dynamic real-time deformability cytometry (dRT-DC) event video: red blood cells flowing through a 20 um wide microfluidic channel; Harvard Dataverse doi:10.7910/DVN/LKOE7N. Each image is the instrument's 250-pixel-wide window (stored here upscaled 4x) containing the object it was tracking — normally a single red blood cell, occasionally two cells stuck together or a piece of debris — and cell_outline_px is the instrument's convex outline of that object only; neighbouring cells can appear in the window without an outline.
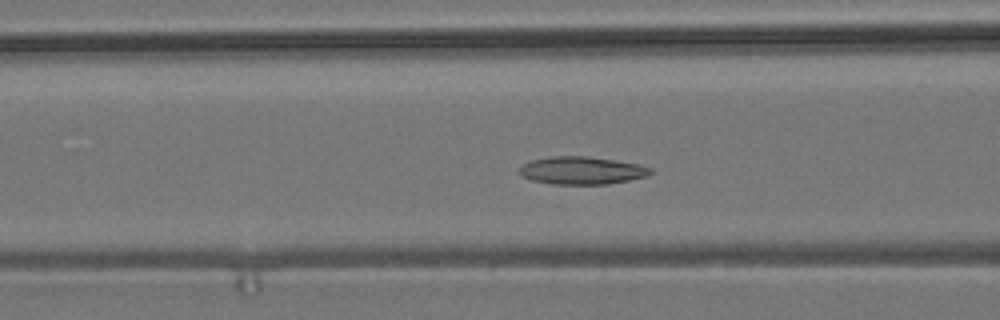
{"species": "common noctule bat (a hibernating species)", "species_latin": "Nyctalus noctula", "temperature_condition": "room temperature", "stored_images_in_passage": 51, "camera_frame_rate_fps": 3000, "um_per_image_px": 0.085, "animal": {"sex": "male", "body_mass_g": 19.2, "forearm_length_mm": 51.8}, "frame": {"image": 1, "passage_image": 18, "time_ms": 5.667, "image_size_px": [1000, 320], "cell_outline_px": [[652, 172], [648, 176], [608, 184], [552, 184], [532, 180], [520, 176], [520, 168], [524, 164], [532, 160], [552, 156], [584, 156], [612, 160], [636, 164], [652, 168]], "centroid_in_image_um": [49.43, 14.5], "position_along_channel_um": 117.2, "area_um2": 20.92}}
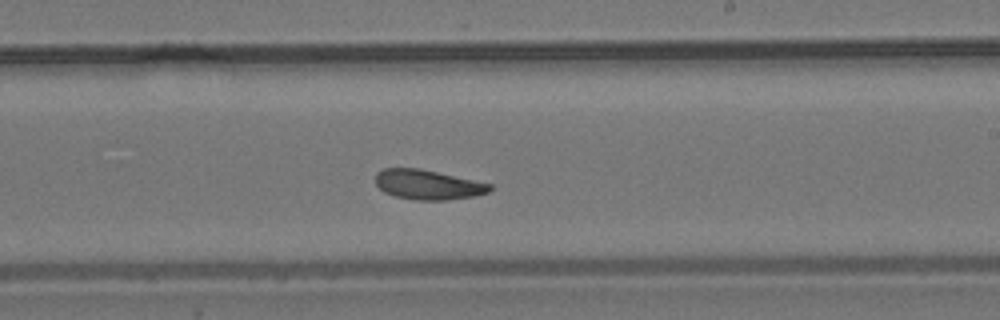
{"frame": {"image": 2, "passage_image": 29, "time_ms": 9.333, "image_size_px": [1000, 320], "cell_outline_px": [[492, 188], [488, 192], [472, 196], [444, 200], [416, 200], [396, 196], [384, 192], [376, 184], [376, 172], [384, 168], [420, 168], [492, 184]], "centroid_in_image_um": [36.35, 15.68], "position_along_channel_um": 252.7, "area_um2": 19.65}}
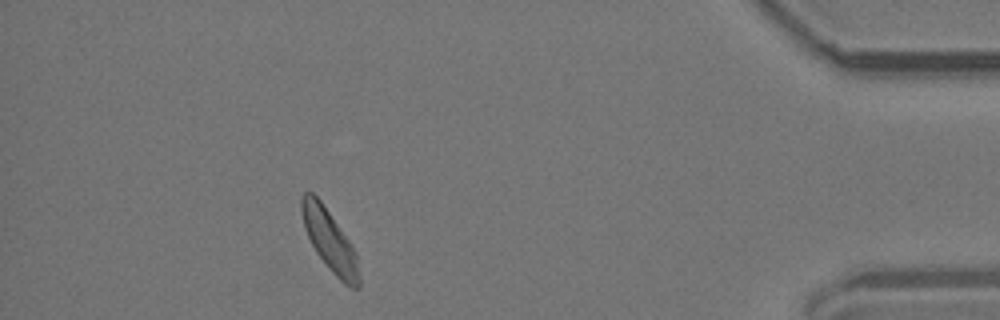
{"frame": {"image": 3, "passage_image": 46, "time_ms": 15.0, "image_size_px": [1000, 320], "cell_outline_px": [[360, 288], [352, 288], [344, 284], [332, 272], [316, 252], [304, 228], [300, 208], [300, 196], [304, 192], [312, 192], [320, 200], [352, 244], [356, 252], [360, 276]], "centroid_in_image_um": [28.02, 20.45], "position_along_channel_um": 407.2, "area_um2": 20.52}, "authors_computed_cell_mechanics": {"area_um2": 20.4612, "velocity_mm_per_s": 3.6995, "shape_relaxation_time_tau1_ms": 4.8994, "shape_relaxation_time_tau2_ms": 2.4696, "deformation_change_tau1": 0.1009, "deformation_change_tau2": 0.0795}}